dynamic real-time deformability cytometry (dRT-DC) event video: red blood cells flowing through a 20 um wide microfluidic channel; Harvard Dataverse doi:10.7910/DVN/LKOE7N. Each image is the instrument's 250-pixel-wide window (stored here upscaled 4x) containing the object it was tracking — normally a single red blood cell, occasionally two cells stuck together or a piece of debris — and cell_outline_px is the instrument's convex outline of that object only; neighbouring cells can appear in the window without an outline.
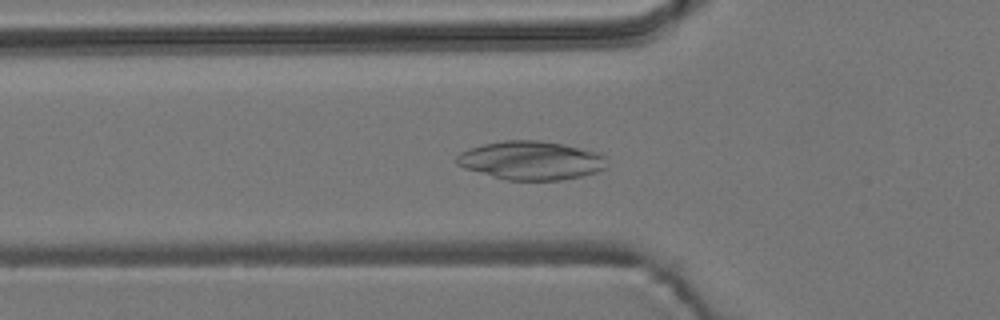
{"species": "common noctule bat (a hibernating species)", "species_latin": "Nyctalus noctula", "temperature_condition": "room temperature", "stored_images_in_passage": 33, "camera_frame_rate_fps": 3000, "um_per_image_px": 0.085, "animal": {"sex": "male", "body_mass_g": 19.2, "forearm_length_mm": 51.8}, "frame": {"image": 1, "passage_image": 18, "time_ms": 5.667, "image_size_px": [1000, 320], "cell_outline_px": [[608, 164], [604, 168], [596, 172], [580, 176], [560, 180], [508, 180], [464, 168], [456, 164], [456, 156], [460, 152], [468, 148], [484, 144], [504, 140], [540, 140], [564, 144], [600, 152], [604, 156]], "centroid_in_image_um": [45.15, 13.62], "position_along_channel_um": 80.7, "area_um2": 33.87}}
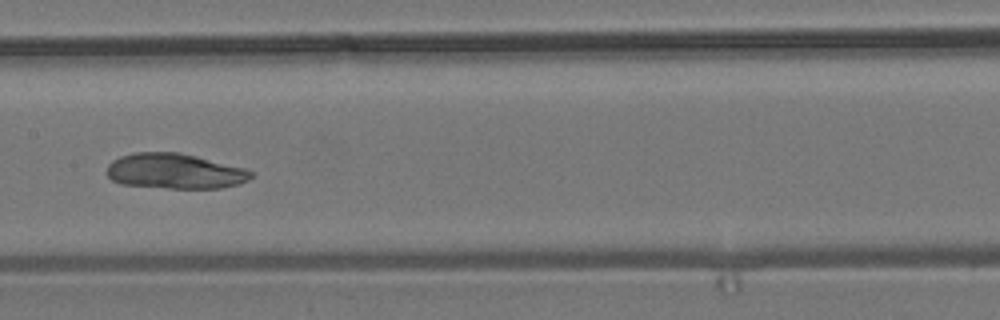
{"frame": {"image": 2, "passage_image": 27, "time_ms": 8.667, "image_size_px": [1000, 320], "cell_outline_px": [[252, 176], [248, 180], [236, 184], [220, 188], [168, 188], [120, 184], [112, 180], [108, 176], [108, 164], [112, 160], [120, 156], [132, 152], [180, 152], [248, 168], [252, 172]], "centroid_in_image_um": [14.86, 14.54], "position_along_channel_um": 192.5, "area_um2": 29.82}}
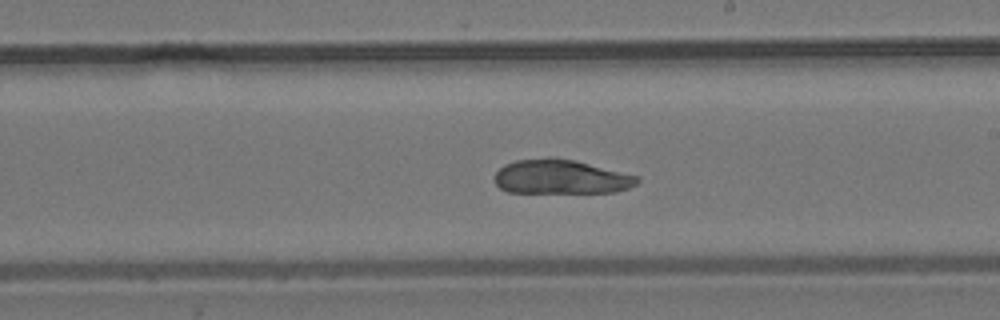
{"frame": {"image": 3, "passage_image": 31, "time_ms": 10.0, "image_size_px": [1000, 320], "cell_outline_px": [[640, 180], [636, 184], [628, 188], [616, 192], [508, 192], [500, 188], [496, 184], [496, 172], [504, 164], [516, 160], [548, 156], [556, 156], [576, 160], [640, 176]], "centroid_in_image_um": [47.7, 15.01], "position_along_channel_um": 241.3, "area_um2": 28.84}}